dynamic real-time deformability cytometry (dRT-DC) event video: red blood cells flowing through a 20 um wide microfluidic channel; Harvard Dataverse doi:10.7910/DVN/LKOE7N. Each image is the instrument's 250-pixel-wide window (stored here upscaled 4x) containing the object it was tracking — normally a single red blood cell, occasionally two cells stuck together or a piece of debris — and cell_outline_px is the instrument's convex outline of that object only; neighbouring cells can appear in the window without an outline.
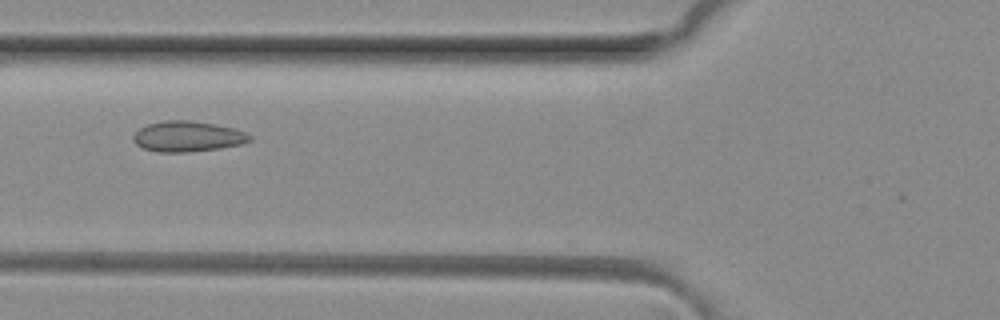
{"species": "common noctule bat (a hibernating species)", "species_latin": "Nyctalus noctula", "temperature_condition": "room temperature", "stored_images_in_passage": 3, "camera_frame_rate_fps": 3000, "um_per_image_px": 0.085, "animal": {"sex": "female", "body_mass_g": 29.2, "forearm_length_mm": 56.3}, "frame": {"image": 1, "passage_image": 2, "time_ms": 0.333, "image_size_px": [1000, 320], "cell_outline_px": [[252, 140], [240, 144], [220, 148], [188, 152], [156, 152], [144, 148], [136, 144], [132, 140], [132, 136], [140, 128], [148, 124], [164, 120], [192, 120], [232, 128], [244, 132], [252, 136]], "centroid_in_image_um": [15.92, 11.6], "position_along_channel_um": 109.9, "area_um2": 20.63}}
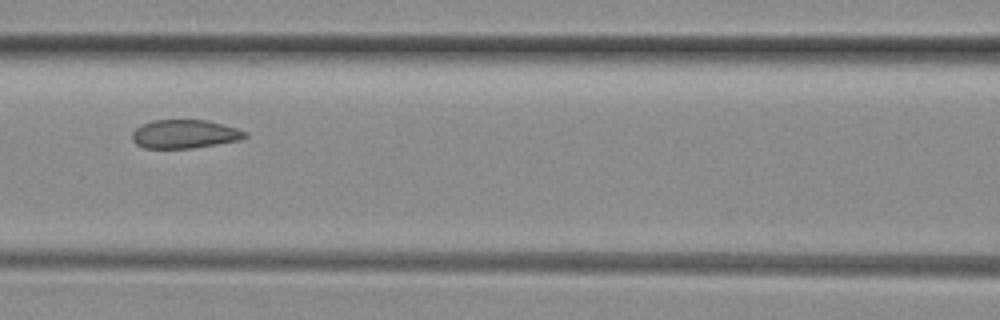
{"frame": {"image": 2, "passage_image": 3, "time_ms": 0.667, "image_size_px": [1000, 320], "cell_outline_px": [[248, 136], [240, 140], [192, 148], [144, 148], [136, 144], [132, 140], [132, 132], [140, 124], [152, 120], [208, 120], [236, 128], [248, 132]], "centroid_in_image_um": [15.68, 11.39], "position_along_channel_um": 150.9, "area_um2": 18.9}}